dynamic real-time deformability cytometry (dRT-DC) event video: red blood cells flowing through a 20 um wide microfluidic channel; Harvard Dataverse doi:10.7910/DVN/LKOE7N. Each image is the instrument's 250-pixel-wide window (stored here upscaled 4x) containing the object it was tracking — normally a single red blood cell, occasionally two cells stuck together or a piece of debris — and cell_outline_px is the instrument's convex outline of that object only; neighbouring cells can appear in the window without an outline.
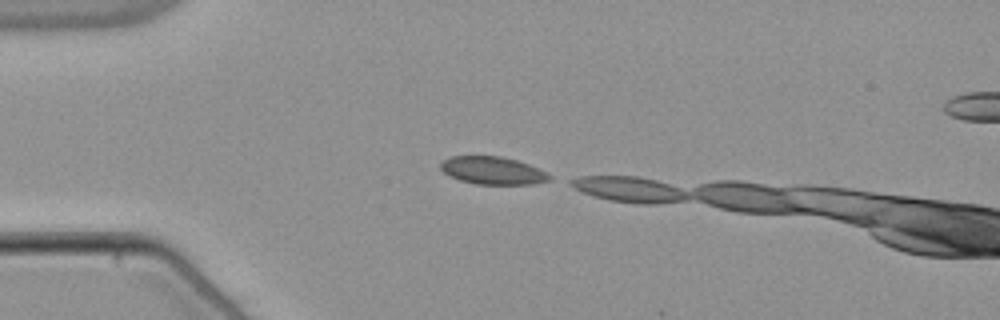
{"species": "common noctule bat (a hibernating species)", "species_latin": "Nyctalus noctula", "temperature_condition": "warm", "stored_images_in_passage": 3, "camera_frame_rate_fps": 3000, "um_per_image_px": 0.085, "animal": {"sex": "male", "body_mass_g": 21.5, "forearm_length_mm": 52.0}, "frame": {"image": 1, "passage_image": 1, "time_ms": 0.0, "image_size_px": [1000, 320], "cell_outline_px": [[552, 180], [532, 184], [476, 184], [460, 180], [448, 176], [440, 168], [440, 164], [444, 160], [452, 156], [500, 156], [516, 160], [528, 164], [552, 176]], "centroid_in_image_um": [41.86, 14.5], "position_along_channel_um": 43.1, "area_um2": 17.46}}